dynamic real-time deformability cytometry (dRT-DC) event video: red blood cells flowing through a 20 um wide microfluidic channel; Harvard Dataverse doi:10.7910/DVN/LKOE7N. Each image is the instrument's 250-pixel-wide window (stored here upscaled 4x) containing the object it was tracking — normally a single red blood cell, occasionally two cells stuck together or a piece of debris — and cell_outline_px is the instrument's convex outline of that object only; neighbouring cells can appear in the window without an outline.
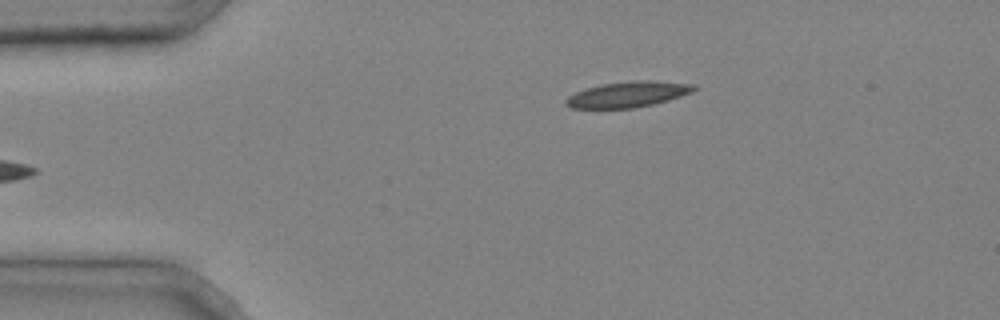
{"species": "common noctule bat (a hibernating species)", "species_latin": "Nyctalus noctula", "temperature_condition": "cold", "stored_images_in_passage": 5, "camera_frame_rate_fps": 3000, "um_per_image_px": 0.085, "animal": {"sex": "male", "body_mass_g": 20.4}, "frame": {"image": 1, "passage_image": 5, "time_ms": 1.333, "image_size_px": [1000, 320], "cell_outline_px": [[696, 88], [692, 92], [668, 100], [652, 104], [632, 108], [572, 108], [564, 104], [564, 100], [568, 96], [576, 92], [588, 88], [604, 84], [640, 80], [648, 80], [696, 84]], "centroid_in_image_um": [53.37, 8.02], "position_along_channel_um": 31.6, "area_um2": 18.9}}